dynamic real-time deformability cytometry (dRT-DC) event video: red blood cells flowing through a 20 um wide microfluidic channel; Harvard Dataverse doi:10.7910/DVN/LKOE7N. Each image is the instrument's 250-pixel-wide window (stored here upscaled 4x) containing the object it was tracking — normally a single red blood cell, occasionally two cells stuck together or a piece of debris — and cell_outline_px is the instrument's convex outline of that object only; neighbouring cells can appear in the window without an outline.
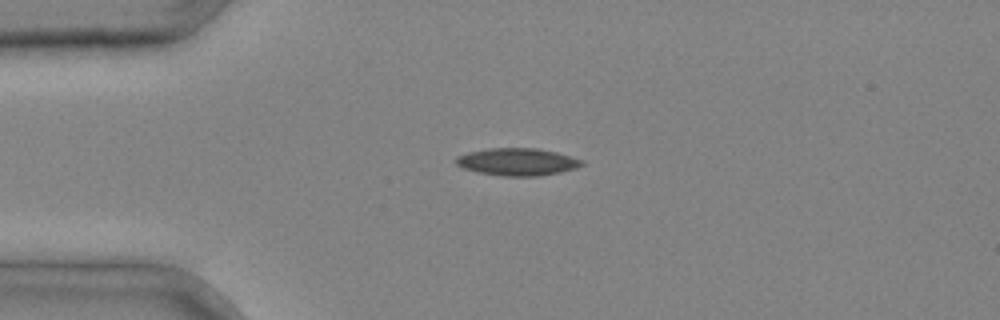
{"species": "common noctule bat (a hibernating species)", "species_latin": "Nyctalus noctula", "temperature_condition": "cold", "stored_images_in_passage": 1, "camera_frame_rate_fps": 3000, "um_per_image_px": 0.085, "animal": {"sex": "male", "body_mass_g": 20.4}, "frame": {"image": 1, "passage_image": 1, "time_ms": 0.0, "image_size_px": [1000, 320], "cell_outline_px": [[584, 164], [576, 168], [560, 172], [536, 176], [504, 176], [480, 172], [464, 168], [456, 164], [456, 156], [468, 152], [488, 148], [540, 148], [556, 152], [584, 160]], "centroid_in_image_um": [44.0, 13.74], "position_along_channel_um": 41.0, "area_um2": 20.0}}